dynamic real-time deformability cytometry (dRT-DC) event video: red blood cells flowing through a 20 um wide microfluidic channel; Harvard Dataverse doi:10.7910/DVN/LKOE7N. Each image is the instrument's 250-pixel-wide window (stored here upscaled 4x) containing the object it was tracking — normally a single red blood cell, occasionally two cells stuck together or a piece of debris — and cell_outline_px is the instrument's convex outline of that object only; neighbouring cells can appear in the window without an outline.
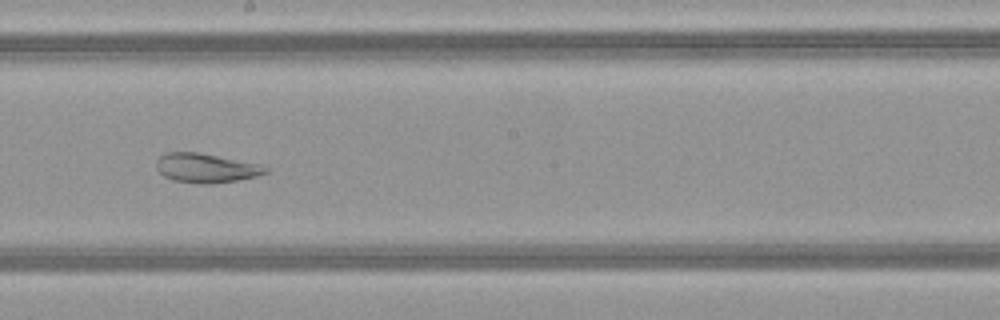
{"species": "common noctule bat (a hibernating species)", "species_latin": "Nyctalus noctula", "temperature_condition": "warm", "stored_images_in_passage": 50, "camera_frame_rate_fps": 3000, "um_per_image_px": 0.085, "animal": {"sex": "female", "body_mass_g": 21.9}, "frame": {"image": 1, "passage_image": 28, "time_ms": 9.0, "image_size_px": [1000, 320], "cell_outline_px": [[268, 172], [256, 176], [236, 180], [208, 184], [200, 184], [172, 180], [164, 176], [156, 168], [156, 160], [160, 156], [168, 152], [196, 152], [260, 164], [268, 168]], "centroid_in_image_um": [17.48, 14.28], "position_along_channel_um": 230.7, "area_um2": 18.44}}
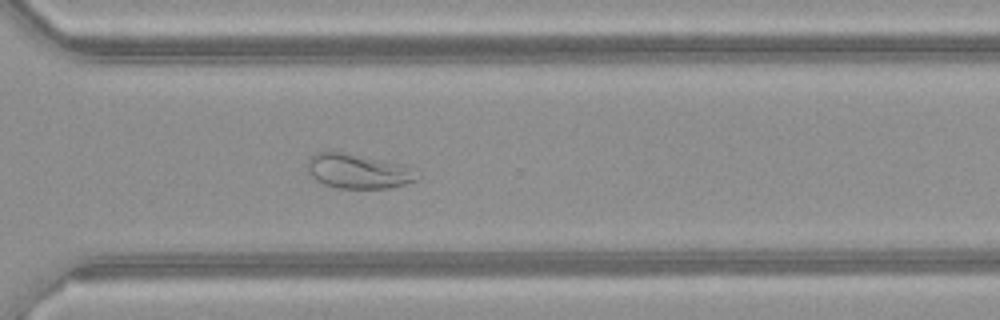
{"frame": {"image": 2, "passage_image": 36, "time_ms": 11.667, "image_size_px": [1000, 320], "cell_outline_px": [[420, 176], [416, 180], [392, 188], [336, 188], [324, 184], [316, 180], [308, 172], [308, 160], [316, 152], [340, 152], [404, 164]], "centroid_in_image_um": [30.44, 14.57], "position_along_channel_um": 340.2, "area_um2": 21.85}}
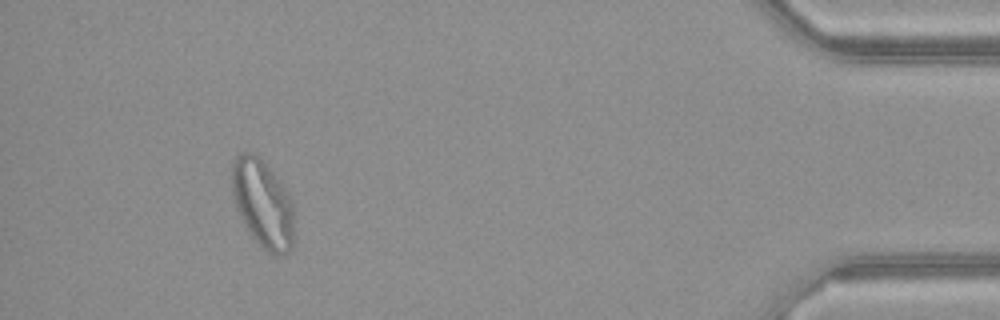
{"frame": {"image": 3, "passage_image": 46, "time_ms": 15.0, "image_size_px": [1000, 320], "cell_outline_px": [[292, 248], [284, 256], [276, 256], [268, 252], [248, 232], [240, 216], [232, 192], [232, 164], [236, 156], [240, 152], [252, 152], [260, 156], [280, 180], [292, 200]], "centroid_in_image_um": [22.33, 17.28], "position_along_channel_um": 412.9, "area_um2": 31.85}, "authors_computed_cell_mechanics": {"area_um2": 29.1023, "velocity_mm_per_s": 4.115, "shape_relaxation_time_tau1_ms": null, "shape_relaxation_time_tau2_ms": 1.3015, "deformation_change_tau1": null, "deformation_change_tau2": 0.0799}}